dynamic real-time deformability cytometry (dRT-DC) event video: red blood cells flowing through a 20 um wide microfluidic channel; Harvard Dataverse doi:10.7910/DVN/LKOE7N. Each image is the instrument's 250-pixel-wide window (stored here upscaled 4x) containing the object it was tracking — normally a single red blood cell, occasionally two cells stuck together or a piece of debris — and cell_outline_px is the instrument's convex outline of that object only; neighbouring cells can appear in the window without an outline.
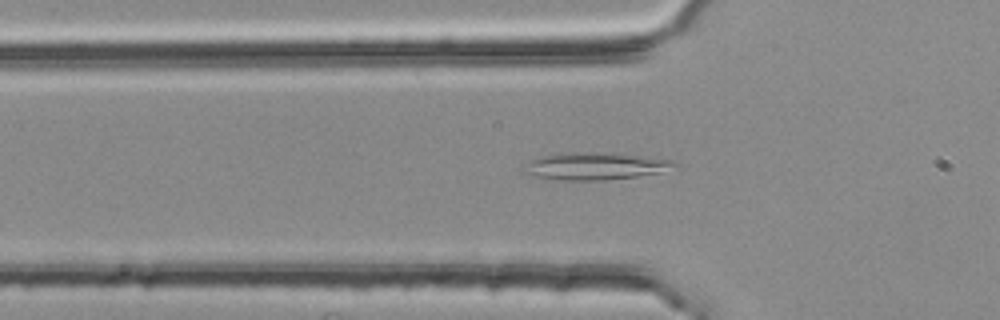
{"species": "common noctule bat (a hibernating species)", "species_latin": "Nyctalus noctula", "temperature_condition": "room temperature", "stored_images_in_passage": 33, "camera_frame_rate_fps": 3000, "um_per_image_px": 0.085, "animal": {"sex": "female", "body_mass_g": 25.1}, "frame": {"image": 1, "passage_image": 3, "time_ms": 0.667, "image_size_px": [1000, 320], "cell_outline_px": [[676, 164], [660, 172], [636, 176], [604, 180], [564, 180], [536, 176], [520, 172], [520, 168], [532, 160], [540, 156], [560, 152], [620, 152], [648, 156], [672, 160]], "centroid_in_image_um": [50.53, 14.09], "position_along_channel_um": 75.3, "area_um2": 24.16}}
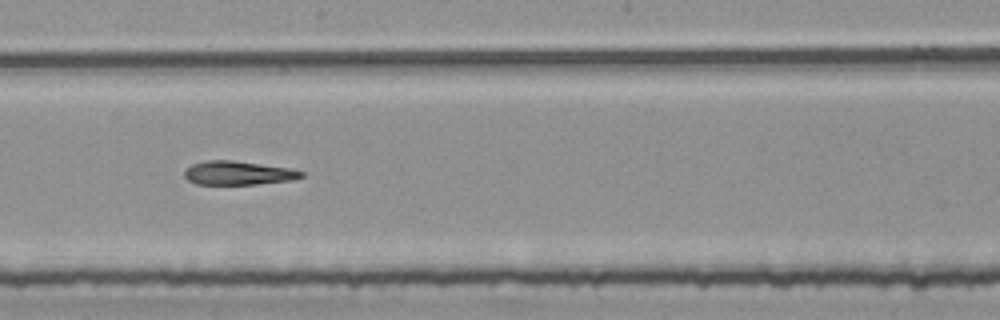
{"frame": {"image": 2, "passage_image": 15, "time_ms": 4.667, "image_size_px": [1000, 320], "cell_outline_px": [[304, 176], [292, 180], [256, 184], [196, 184], [188, 180], [184, 176], [184, 172], [192, 164], [204, 160], [232, 160], [288, 168], [304, 172]], "centroid_in_image_um": [20.22, 14.7], "position_along_channel_um": 228.0, "area_um2": 16.07}}
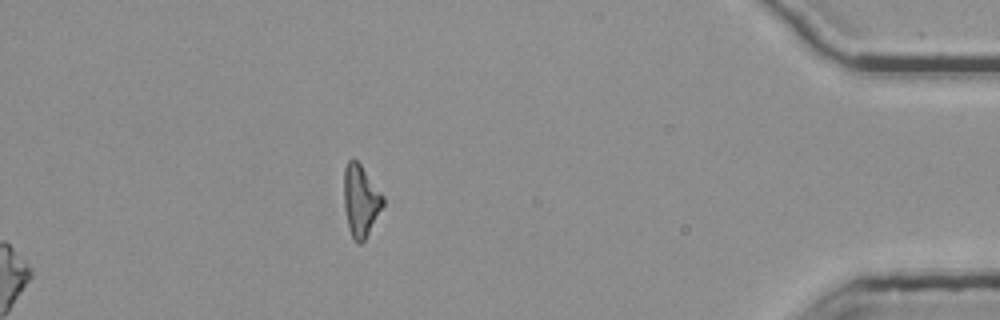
{"frame": {"image": 3, "passage_image": 33, "time_ms": 10.667, "image_size_px": [1000, 320], "cell_outline_px": [[384, 204], [364, 240], [360, 244], [356, 244], [352, 240], [348, 228], [344, 208], [344, 168], [348, 160], [352, 156], [360, 164], [384, 196]], "centroid_in_image_um": [30.63, 17.06], "position_along_channel_um": 404.6, "area_um2": 16.42}}